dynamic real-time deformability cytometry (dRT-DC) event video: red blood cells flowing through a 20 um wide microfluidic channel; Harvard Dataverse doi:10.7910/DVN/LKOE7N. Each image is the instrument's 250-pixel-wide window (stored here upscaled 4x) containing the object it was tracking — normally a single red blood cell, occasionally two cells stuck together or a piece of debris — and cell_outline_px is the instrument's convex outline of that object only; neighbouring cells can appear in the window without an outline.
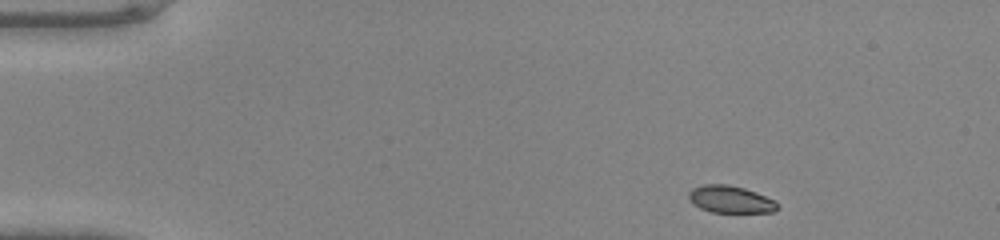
{"species": "common noctule bat (a hibernating species)", "species_latin": "Nyctalus noctula", "temperature_condition": "warm", "stored_images_in_passage": 42, "camera_frame_rate_fps": 3000, "um_per_image_px": 0.085, "animal": {"sex": "male", "body_mass_g": 20.0, "forearm_length_mm": 53.3}, "frame": {"image": 1, "passage_image": 1, "time_ms": 0.0, "image_size_px": [1000, 240], "cell_outline_px": [[780, 208], [772, 212], [712, 212], [700, 208], [692, 204], [688, 200], [688, 192], [692, 188], [704, 184], [728, 184], [744, 188], [756, 192], [776, 200]], "centroid_in_image_um": [62.08, 16.94], "position_along_channel_um": 22.9, "area_um2": 14.28}}
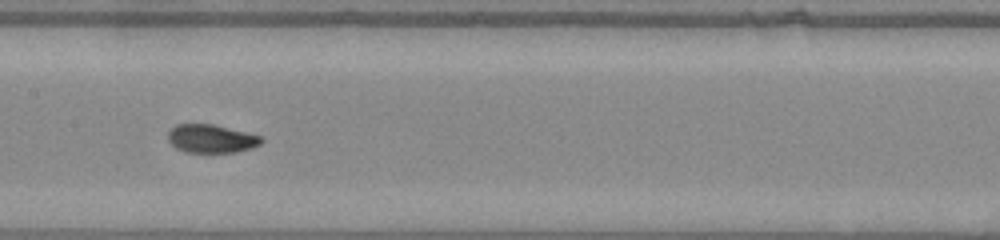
{"frame": {"image": 2, "passage_image": 19, "time_ms": 6.0, "image_size_px": [1000, 240], "cell_outline_px": [[264, 140], [260, 144], [252, 148], [236, 152], [184, 152], [176, 148], [168, 140], [168, 132], [176, 124], [212, 124], [260, 136]], "centroid_in_image_um": [17.94, 11.79], "position_along_channel_um": 189.5, "area_um2": 15.26}}
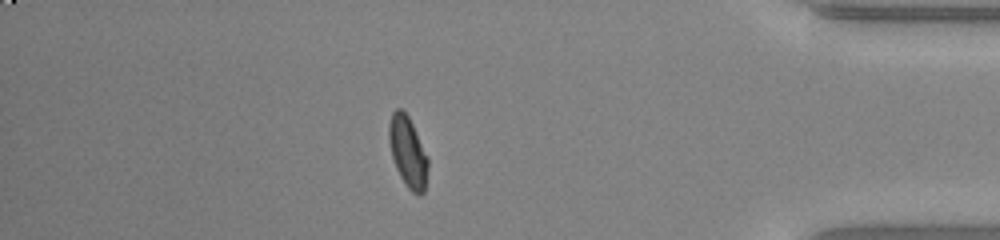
{"frame": {"image": 3, "passage_image": 36, "time_ms": 11.667, "image_size_px": [1000, 240], "cell_outline_px": [[428, 168], [424, 192], [420, 196], [416, 196], [404, 184], [396, 168], [392, 156], [388, 140], [388, 124], [392, 112], [396, 108], [400, 108], [408, 116], [428, 156]], "centroid_in_image_um": [34.66, 12.94], "position_along_channel_um": 400.5, "area_um2": 16.24}}